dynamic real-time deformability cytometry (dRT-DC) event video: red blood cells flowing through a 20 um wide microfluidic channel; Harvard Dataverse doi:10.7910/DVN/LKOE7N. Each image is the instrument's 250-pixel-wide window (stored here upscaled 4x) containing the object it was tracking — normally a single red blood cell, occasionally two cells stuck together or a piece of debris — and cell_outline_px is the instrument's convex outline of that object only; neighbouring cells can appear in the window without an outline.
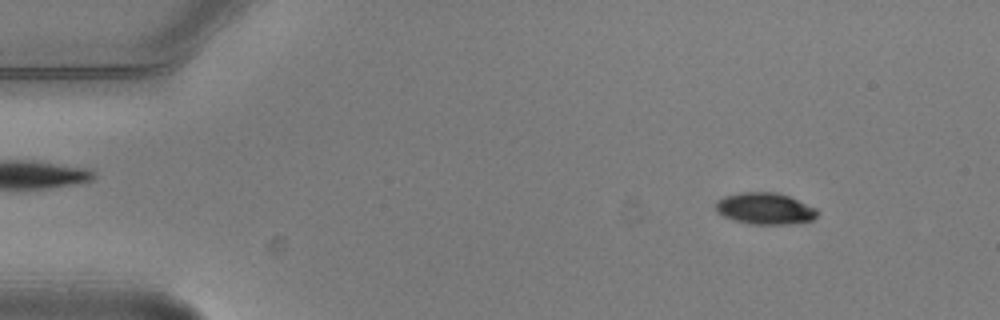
{"species": "common noctule bat (a hibernating species)", "species_latin": "Nyctalus noctula", "temperature_condition": "warm", "stored_images_in_passage": 8, "camera_frame_rate_fps": 3000, "um_per_image_px": 0.085, "animal": {"sex": "male", "body_mass_g": 20.5, "forearm_length_mm": 52.5}, "frame": {"image": 1, "passage_image": 1, "time_ms": 0.0, "image_size_px": [1000, 320], "cell_outline_px": [[820, 212], [812, 220], [800, 224], [748, 224], [732, 220], [716, 212], [716, 200], [724, 196], [740, 192], [776, 192], [788, 196], [816, 208]], "centroid_in_image_um": [65.02, 17.74], "position_along_channel_um": 20.0, "area_um2": 18.96}}
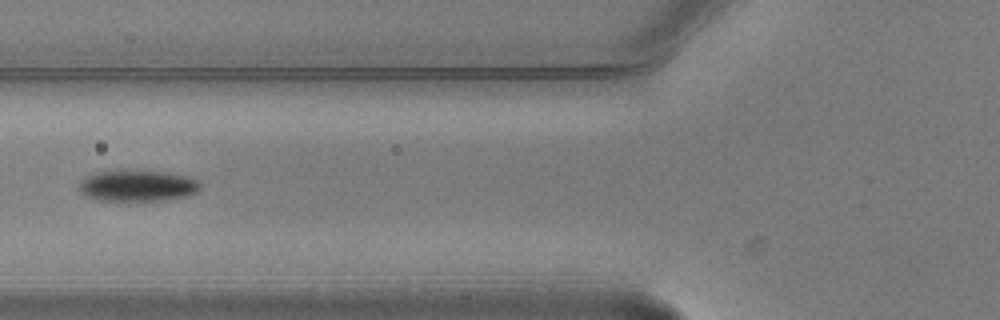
{"frame": {"image": 2, "passage_image": 5, "time_ms": 1.333, "image_size_px": [1000, 320], "cell_outline_px": [[200, 188], [196, 192], [184, 196], [168, 200], [100, 200], [88, 196], [80, 192], [80, 180], [92, 172], [116, 168], [136, 168], [164, 172], [188, 176], [196, 180], [200, 184]], "centroid_in_image_um": [11.64, 15.72], "position_along_channel_um": 114.2, "area_um2": 22.72}}
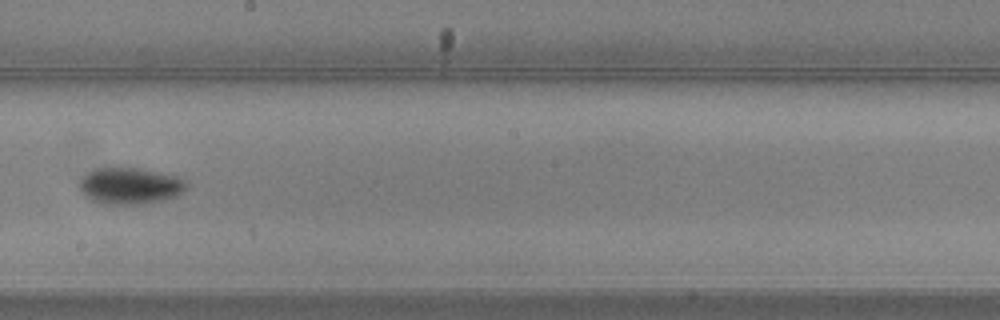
{"frame": {"image": 3, "passage_image": 8, "time_ms": 2.333, "image_size_px": [1000, 320], "cell_outline_px": [[188, 188], [176, 196], [164, 200], [144, 204], [104, 204], [92, 200], [84, 196], [80, 192], [76, 184], [88, 172], [96, 168], [112, 164], [120, 164], [140, 168], [188, 180]], "centroid_in_image_um": [10.99, 15.76], "position_along_channel_um": 237.2, "area_um2": 23.7}}